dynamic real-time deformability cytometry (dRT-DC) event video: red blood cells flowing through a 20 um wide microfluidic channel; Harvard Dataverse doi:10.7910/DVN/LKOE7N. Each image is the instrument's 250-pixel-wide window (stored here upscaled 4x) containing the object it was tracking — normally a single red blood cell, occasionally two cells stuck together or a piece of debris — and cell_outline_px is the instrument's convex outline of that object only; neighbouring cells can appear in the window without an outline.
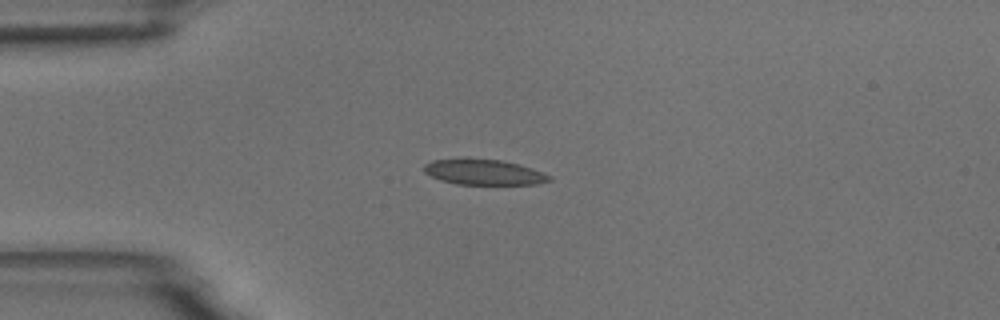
{"species": "common noctule bat (a hibernating species)", "species_latin": "Nyctalus noctula", "temperature_condition": "room temperature", "stored_images_in_passage": 7, "camera_frame_rate_fps": 3000, "um_per_image_px": 0.085, "animal": {"sex": "male", "body_mass_g": 18.8}, "frame": {"image": 1, "passage_image": 3, "time_ms": 2.333, "image_size_px": [1000, 320], "cell_outline_px": [[552, 180], [536, 184], [456, 184], [440, 180], [424, 172], [424, 164], [432, 160], [464, 156], [468, 156], [500, 160], [532, 168], [552, 176]], "centroid_in_image_um": [41.07, 14.59], "position_along_channel_um": 43.9, "area_um2": 19.07}}